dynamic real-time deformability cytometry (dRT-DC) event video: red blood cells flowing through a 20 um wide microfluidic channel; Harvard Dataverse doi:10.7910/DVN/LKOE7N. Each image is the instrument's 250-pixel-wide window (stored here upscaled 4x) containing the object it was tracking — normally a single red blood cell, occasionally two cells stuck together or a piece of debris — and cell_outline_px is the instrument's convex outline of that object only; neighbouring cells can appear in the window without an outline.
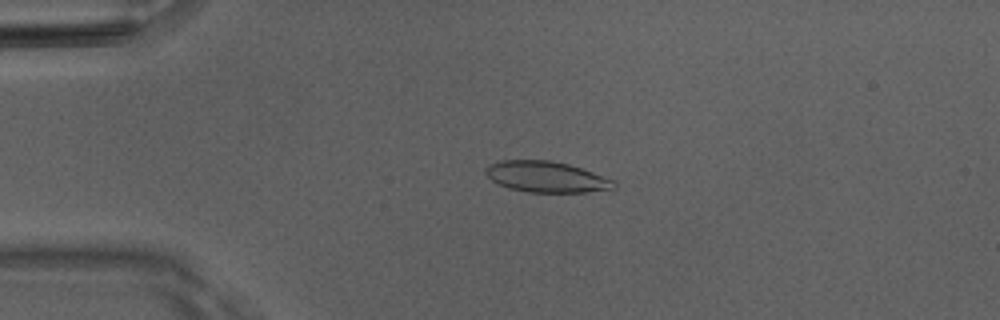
{"species": "Egyptian fruit bat (a non-hibernating species)", "species_latin": "Rousettus aegyptiacus", "temperature_condition": "room temperature", "stored_images_in_passage": 50, "camera_frame_rate_fps": 3000, "um_per_image_px": 0.085, "animal": {"sex": "male"}, "frame": {"image": 1, "passage_image": 11, "time_ms": 3.333, "image_size_px": [1000, 320], "cell_outline_px": [[616, 188], [584, 192], [528, 192], [508, 188], [492, 180], [484, 172], [484, 168], [500, 160], [548, 160], [568, 164], [616, 180]], "centroid_in_image_um": [46.45, 15.03], "position_along_channel_um": 38.6, "area_um2": 23.0}}
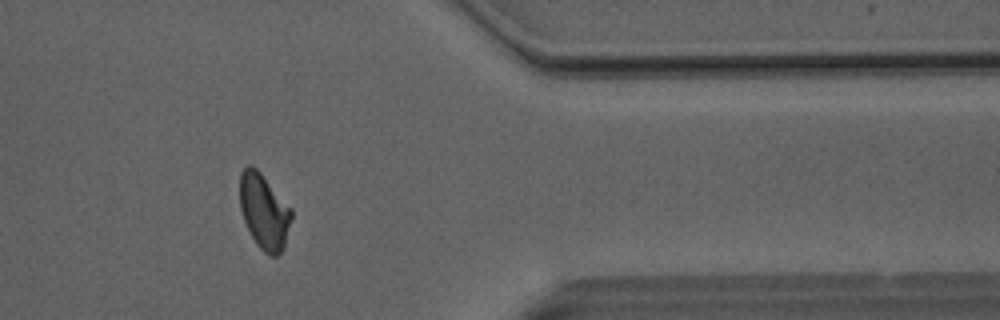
{"frame": {"image": 2, "passage_image": 41, "time_ms": 13.333, "image_size_px": [1000, 320], "cell_outline_px": [[292, 216], [284, 248], [276, 256], [272, 256], [264, 252], [256, 244], [244, 220], [240, 208], [240, 172], [248, 164], [252, 164], [260, 172], [292, 208]], "centroid_in_image_um": [22.45, 17.96], "position_along_channel_um": 389.0, "area_um2": 22.6}}
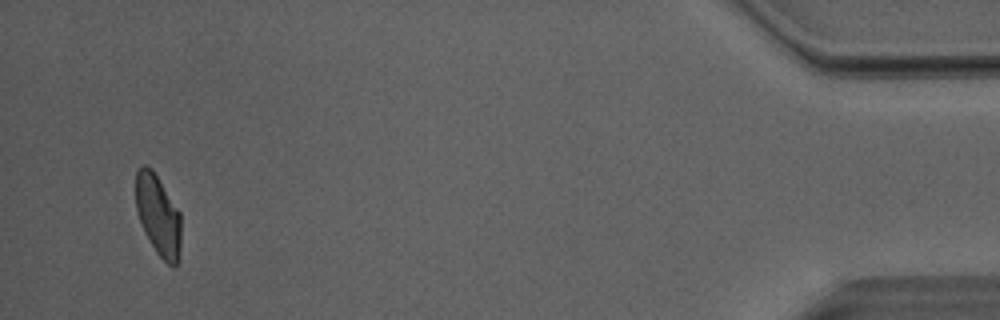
{"frame": {"image": 3, "passage_image": 48, "time_ms": 15.667, "image_size_px": [1000, 320], "cell_outline_px": [[180, 256], [176, 268], [172, 268], [156, 252], [144, 232], [136, 208], [136, 172], [144, 164], [152, 168], [180, 212]], "centroid_in_image_um": [13.46, 18.33], "position_along_channel_um": 421.7, "area_um2": 21.33}, "authors_computed_cell_mechanics": {"area_um2": 22.8021, "velocity_mm_per_s": 4.0408, "shape_relaxation_time_tau1_ms": 4.6174, "shape_relaxation_time_tau2_ms": 1.4224, "deformation_change_tau1": 0.1604, "deformation_change_tau2": 0.0722}}